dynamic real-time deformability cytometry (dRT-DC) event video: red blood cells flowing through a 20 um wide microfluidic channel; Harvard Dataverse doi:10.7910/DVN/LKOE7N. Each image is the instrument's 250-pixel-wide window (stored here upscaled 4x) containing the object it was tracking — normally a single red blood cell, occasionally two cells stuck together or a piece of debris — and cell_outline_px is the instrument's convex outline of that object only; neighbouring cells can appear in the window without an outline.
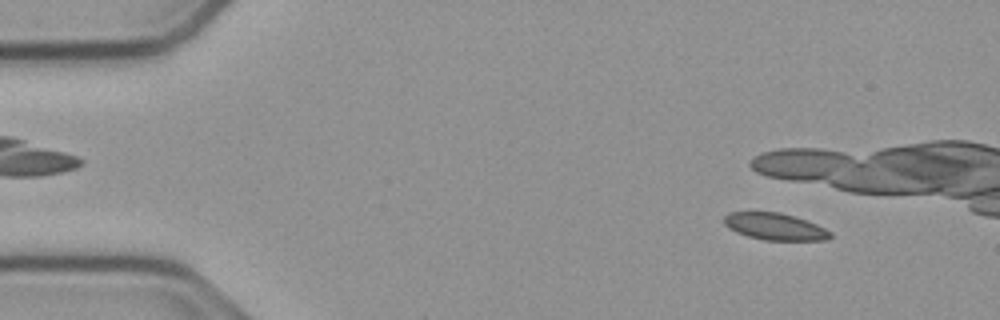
{"species": "common noctule bat (a hibernating species)", "species_latin": "Nyctalus noctula", "temperature_condition": "cold", "stored_images_in_passage": 12, "camera_frame_rate_fps": 3000, "um_per_image_px": 0.085, "animal": {"sex": "male", "body_mass_g": 23.1, "forearm_length_mm": 52.7}, "frame": {"image": 1, "passage_image": 6, "time_ms": 1.667, "image_size_px": [1000, 320], "cell_outline_px": [[832, 236], [828, 240], [764, 240], [748, 236], [736, 232], [728, 228], [724, 224], [724, 216], [728, 212], [780, 212], [816, 224], [832, 232]], "centroid_in_image_um": [65.85, 19.26], "position_along_channel_um": 19.1, "area_um2": 16.59}}